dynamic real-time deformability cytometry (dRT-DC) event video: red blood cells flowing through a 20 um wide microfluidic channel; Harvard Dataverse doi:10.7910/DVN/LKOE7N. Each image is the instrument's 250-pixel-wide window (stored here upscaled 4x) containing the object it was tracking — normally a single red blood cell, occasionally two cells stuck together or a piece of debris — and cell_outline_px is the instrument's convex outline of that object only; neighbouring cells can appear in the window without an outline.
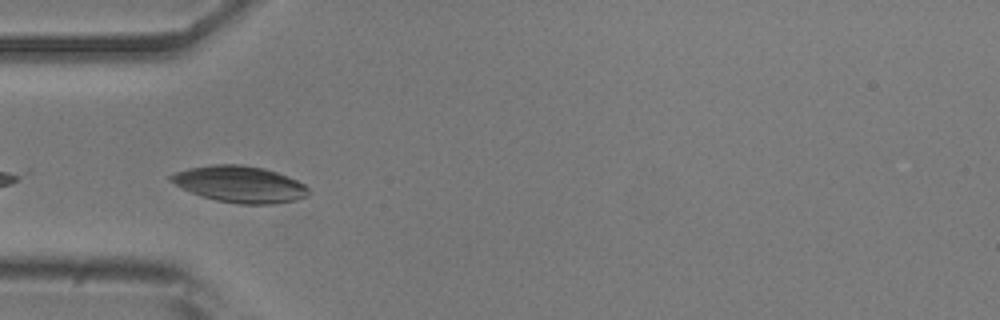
{"species": "common noctule bat (a hibernating species)", "species_latin": "Nyctalus noctula", "temperature_condition": "room temperature", "stored_images_in_passage": 34, "camera_frame_rate_fps": 3000, "um_per_image_px": 0.085, "animal": {"sex": "male", "body_mass_g": 20.5, "forearm_length_mm": 52.5}, "frame": {"image": 1, "passage_image": 3, "time_ms": 0.667, "image_size_px": [1000, 320], "cell_outline_px": [[312, 192], [308, 196], [296, 200], [272, 204], [240, 204], [216, 200], [200, 196], [168, 180], [168, 176], [176, 172], [188, 168], [212, 164], [240, 164], [264, 168], [288, 176], [304, 184]], "centroid_in_image_um": [20.41, 15.66], "position_along_channel_um": 64.6, "area_um2": 29.3}}
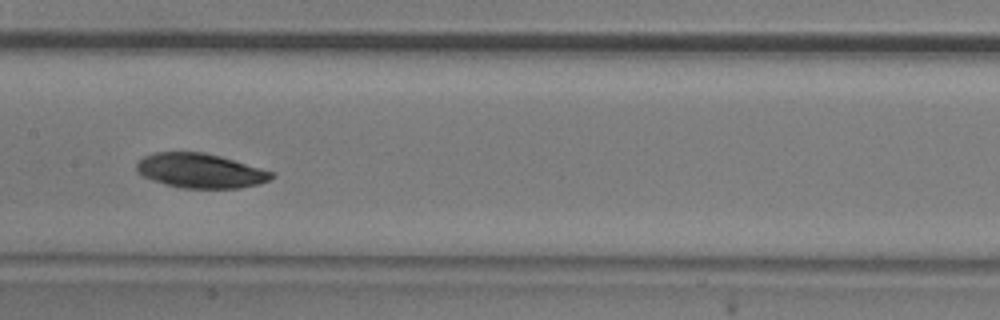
{"frame": {"image": 2, "passage_image": 13, "time_ms": 4.0, "image_size_px": [1000, 320], "cell_outline_px": [[276, 176], [260, 184], [240, 188], [180, 188], [164, 184], [152, 180], [136, 172], [136, 164], [144, 156], [156, 152], [204, 152], [220, 156], [276, 172]], "centroid_in_image_um": [17.05, 14.52], "position_along_channel_um": 190.3, "area_um2": 27.34}}
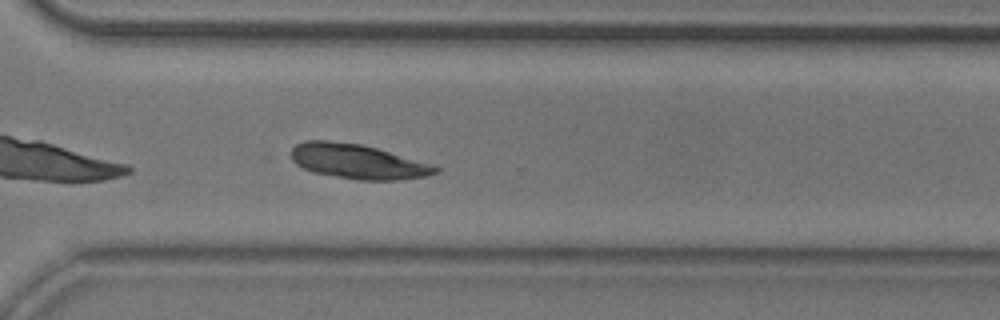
{"frame": {"image": 3, "passage_image": 25, "time_ms": 8.0, "image_size_px": [1000, 320], "cell_outline_px": [[440, 168], [436, 172], [428, 176], [396, 180], [356, 180], [312, 172], [296, 164], [292, 160], [292, 148], [296, 144], [304, 140], [328, 140], [360, 144], [376, 148], [436, 164]], "centroid_in_image_um": [30.44, 13.73], "position_along_channel_um": 340.2, "area_um2": 29.36}, "authors_computed_cell_mechanics": {"area_um2": 27.2816, "velocity_mm_per_s": 3.7555, "shape_relaxation_time_tau1_ms": null, "shape_relaxation_time_tau2_ms": 6.6258, "deformation_change_tau1": null, "deformation_change_tau2": 0.0763}}